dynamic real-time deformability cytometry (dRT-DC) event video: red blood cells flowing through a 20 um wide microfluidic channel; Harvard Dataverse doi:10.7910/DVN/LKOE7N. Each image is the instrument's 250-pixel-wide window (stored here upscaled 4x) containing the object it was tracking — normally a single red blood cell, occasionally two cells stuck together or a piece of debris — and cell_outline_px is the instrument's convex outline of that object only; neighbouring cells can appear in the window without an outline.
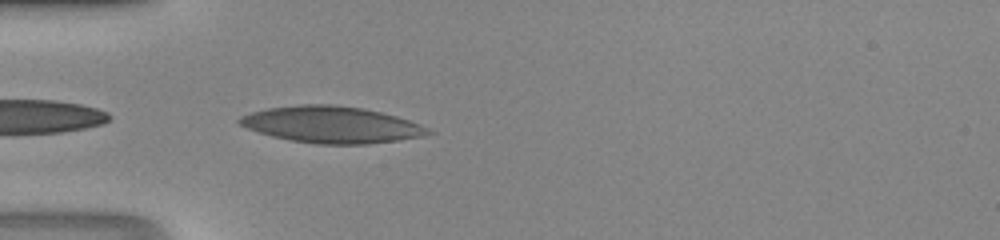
{"species": "human", "species_latin": "Homo sapiens", "temperature_condition": "room temperature", "stored_images_in_passage": 4, "camera_frame_rate_fps": 3000, "um_per_image_px": 0.085, "donor": {"sex": "male"}, "frame": {"image": 1, "passage_image": 1, "time_ms": 0.0, "image_size_px": [1000, 240], "cell_outline_px": [[436, 132], [424, 136], [400, 140], [368, 144], [316, 144], [292, 140], [272, 136], [248, 128], [240, 124], [236, 120], [240, 116], [252, 112], [268, 108], [300, 104], [336, 104], [364, 108], [396, 116], [420, 124]], "centroid_in_image_um": [28.22, 10.59], "position_along_channel_um": 56.8, "area_um2": 40.23}}